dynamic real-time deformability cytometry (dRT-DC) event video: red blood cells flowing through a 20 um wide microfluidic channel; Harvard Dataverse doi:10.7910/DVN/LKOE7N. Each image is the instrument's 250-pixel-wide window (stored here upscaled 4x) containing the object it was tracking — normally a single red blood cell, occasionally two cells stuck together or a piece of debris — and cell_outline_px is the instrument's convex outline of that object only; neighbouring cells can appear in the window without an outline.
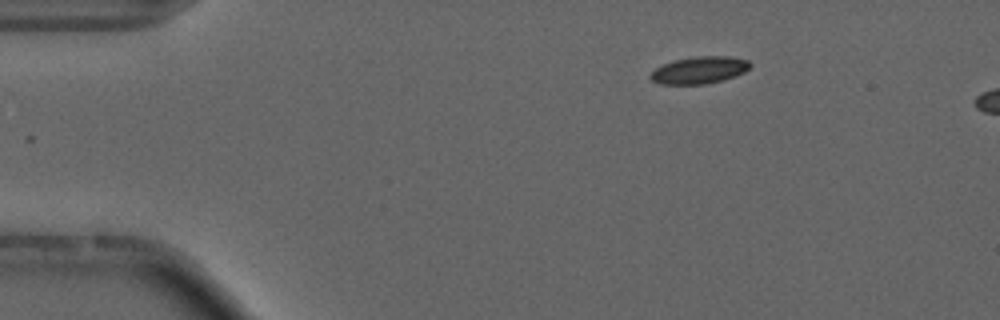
{"species": "common noctule bat (a hibernating species)", "species_latin": "Nyctalus noctula", "temperature_condition": "cold", "stored_images_in_passage": 6, "camera_frame_rate_fps": 3000, "um_per_image_px": 0.085, "animal": {"sex": "male", "forearm_length_mm": 52.5}, "frame": {"image": 1, "passage_image": 1, "time_ms": 0.0, "image_size_px": [1000, 320], "cell_outline_px": [[752, 64], [744, 72], [724, 80], [704, 84], [660, 84], [652, 80], [648, 76], [656, 68], [664, 64], [676, 60], [696, 56], [728, 56], [748, 60]], "centroid_in_image_um": [59.45, 5.96], "position_along_channel_um": 25.5, "area_um2": 15.61}}